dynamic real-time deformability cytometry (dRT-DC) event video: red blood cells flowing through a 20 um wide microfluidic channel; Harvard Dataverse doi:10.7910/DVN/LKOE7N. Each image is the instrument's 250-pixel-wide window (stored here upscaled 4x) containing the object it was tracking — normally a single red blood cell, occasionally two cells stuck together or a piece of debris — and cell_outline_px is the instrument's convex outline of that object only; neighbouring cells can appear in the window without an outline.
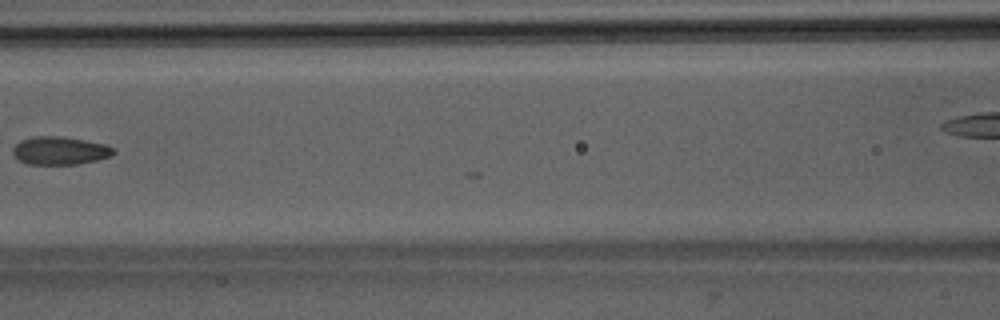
{"species": "Egyptian fruit bat (a non-hibernating species)", "species_latin": "Rousettus aegyptiacus", "temperature_condition": "room temperature", "stored_images_in_passage": 10, "camera_frame_rate_fps": 3000, "um_per_image_px": 0.085, "animal": {"sex": "male"}, "frame": {"image": 1, "passage_image": 7, "time_ms": 8.0, "image_size_px": [1000, 320], "cell_outline_px": [[116, 152], [112, 156], [96, 160], [76, 164], [28, 164], [20, 160], [12, 152], [12, 148], [20, 140], [32, 136], [60, 136], [84, 140], [104, 144], [116, 148]], "centroid_in_image_um": [5.11, 12.79], "position_along_channel_um": 161.5, "area_um2": 16.47}}